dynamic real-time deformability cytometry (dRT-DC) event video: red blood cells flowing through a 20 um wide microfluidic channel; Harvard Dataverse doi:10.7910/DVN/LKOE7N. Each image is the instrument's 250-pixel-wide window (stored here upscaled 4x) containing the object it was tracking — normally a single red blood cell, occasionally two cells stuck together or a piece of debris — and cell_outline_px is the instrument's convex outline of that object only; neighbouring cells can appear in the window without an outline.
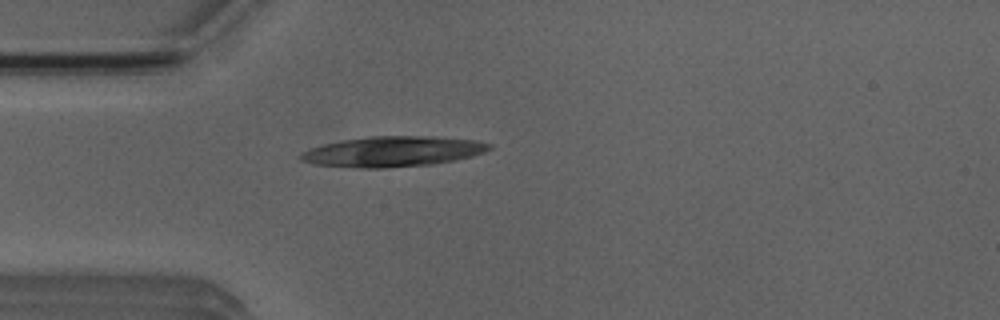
{"species": "Egyptian fruit bat (a non-hibernating species)", "species_latin": "Rousettus aegyptiacus", "temperature_condition": "room temperature", "stored_images_in_passage": 1, "camera_frame_rate_fps": 3000, "um_per_image_px": 0.085, "animal": {"sex": "male"}, "frame": {"image": 1, "passage_image": 1, "time_ms": 0.0, "image_size_px": [1000, 320], "cell_outline_px": [[492, 148], [484, 152], [472, 156], [456, 160], [432, 164], [384, 168], [356, 168], [312, 164], [300, 160], [300, 156], [304, 152], [312, 148], [324, 144], [344, 140], [372, 136], [436, 136], [476, 140], [492, 144]], "centroid_in_image_um": [33.43, 12.88], "position_along_channel_um": 51.6, "area_um2": 33.35}}